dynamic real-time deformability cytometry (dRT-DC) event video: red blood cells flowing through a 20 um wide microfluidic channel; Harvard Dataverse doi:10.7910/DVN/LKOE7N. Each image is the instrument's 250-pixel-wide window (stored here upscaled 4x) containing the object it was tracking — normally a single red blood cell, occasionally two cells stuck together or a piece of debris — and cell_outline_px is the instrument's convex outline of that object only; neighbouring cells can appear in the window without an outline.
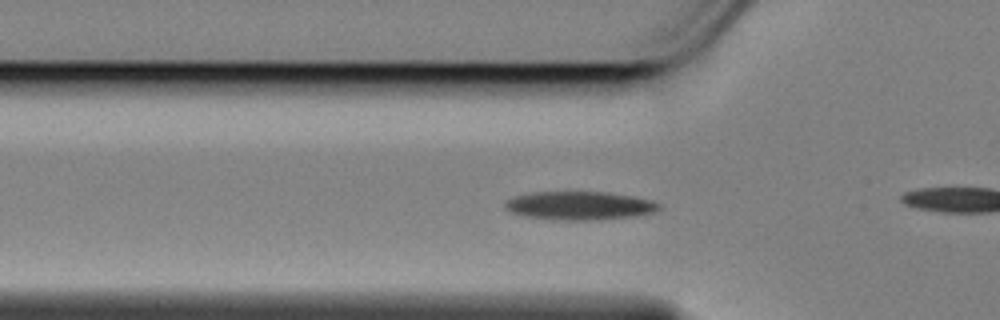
{"species": "Egyptian fruit bat (a non-hibernating species)", "species_latin": "Rousettus aegyptiacus", "temperature_condition": "cold", "stored_images_in_passage": 57, "camera_frame_rate_fps": 3000, "um_per_image_px": 0.085, "animal": {"sex": "female"}, "frame": {"image": 1, "passage_image": 17, "time_ms": 5.333, "image_size_px": [1000, 320], "cell_outline_px": [[664, 208], [656, 212], [636, 216], [600, 220], [552, 220], [520, 216], [504, 208], [504, 200], [512, 196], [532, 192], [608, 192], [632, 196], [652, 200], [660, 204]], "centroid_in_image_um": [49.25, 17.49], "position_along_channel_um": 76.6, "area_um2": 26.18}}
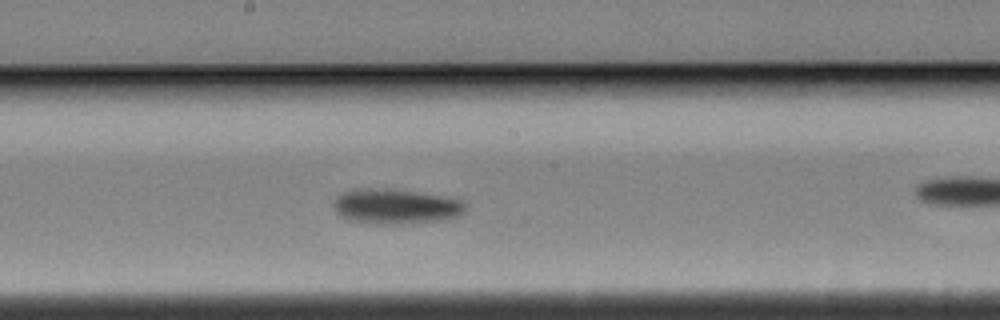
{"frame": {"image": 2, "passage_image": 29, "time_ms": 9.333, "image_size_px": [1000, 320], "cell_outline_px": [[468, 208], [460, 216], [440, 220], [400, 224], [372, 224], [352, 220], [336, 212], [336, 196], [340, 192], [364, 188], [384, 188], [448, 196], [460, 200]], "centroid_in_image_um": [33.69, 17.54], "position_along_channel_um": 214.5, "area_um2": 26.82}}
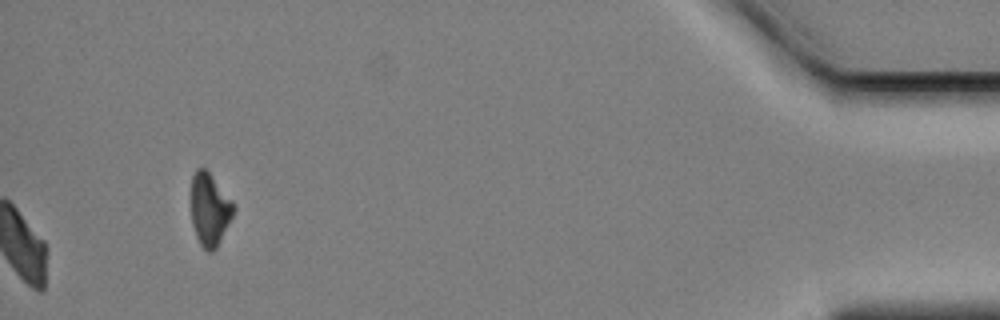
{"frame": {"image": 3, "passage_image": 57, "time_ms": 18.667, "image_size_px": [1000, 320], "cell_outline_px": [[232, 216], [216, 248], [212, 252], [208, 252], [200, 244], [196, 236], [192, 224], [192, 176], [196, 168], [204, 168], [208, 172], [232, 200]], "centroid_in_image_um": [17.79, 17.81], "position_along_channel_um": 417.4, "area_um2": 17.4}, "authors_computed_cell_mechanics": {"area_um2": 24.6806, "velocity_mm_per_s": 3.4289, "shape_relaxation_time_tau1_ms": 2.6883, "shape_relaxation_time_tau2_ms": null, "deformation_change_tau1": 0.1042, "deformation_change_tau2": null}}